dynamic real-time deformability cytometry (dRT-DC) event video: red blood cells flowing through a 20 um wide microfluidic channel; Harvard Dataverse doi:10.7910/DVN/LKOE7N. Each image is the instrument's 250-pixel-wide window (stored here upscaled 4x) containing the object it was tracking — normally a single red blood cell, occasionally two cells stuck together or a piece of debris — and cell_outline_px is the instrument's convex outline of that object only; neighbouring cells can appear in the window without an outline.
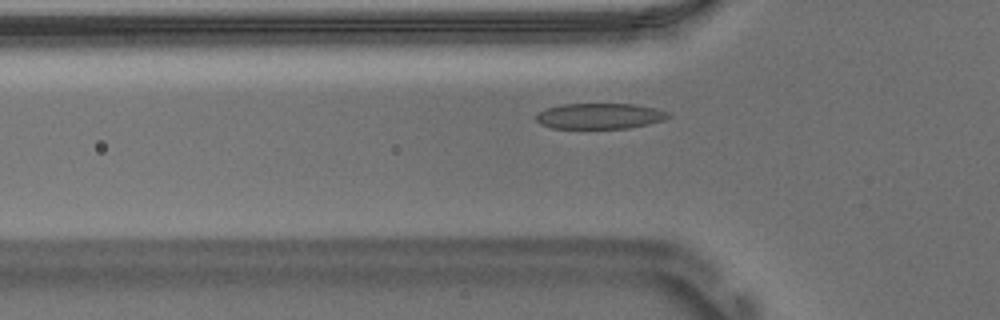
{"species": "Egyptian fruit bat (a non-hibernating species)", "species_latin": "Rousettus aegyptiacus", "temperature_condition": "warm", "stored_images_in_passage": 42, "camera_frame_rate_fps": 3000, "um_per_image_px": 0.085, "animal": {"sex": "male"}, "frame": {"image": 1, "passage_image": 12, "time_ms": 3.667, "image_size_px": [1000, 320], "cell_outline_px": [[672, 116], [664, 120], [648, 124], [628, 128], [552, 128], [540, 124], [536, 120], [536, 112], [544, 108], [564, 104], [632, 104], [656, 108], [668, 112]], "centroid_in_image_um": [50.96, 9.86], "position_along_channel_um": 74.8, "area_um2": 19.88}}
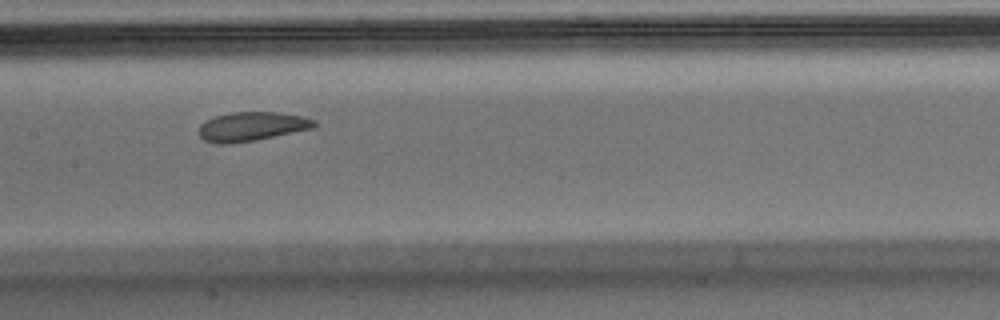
{"frame": {"image": 2, "passage_image": 21, "time_ms": 6.667, "image_size_px": [1000, 320], "cell_outline_px": [[316, 128], [256, 140], [232, 144], [216, 144], [204, 140], [200, 136], [200, 124], [216, 116], [232, 112], [280, 112], [300, 116], [316, 120]], "centroid_in_image_um": [21.43, 10.76], "position_along_channel_um": 186.0, "area_um2": 19.65}}
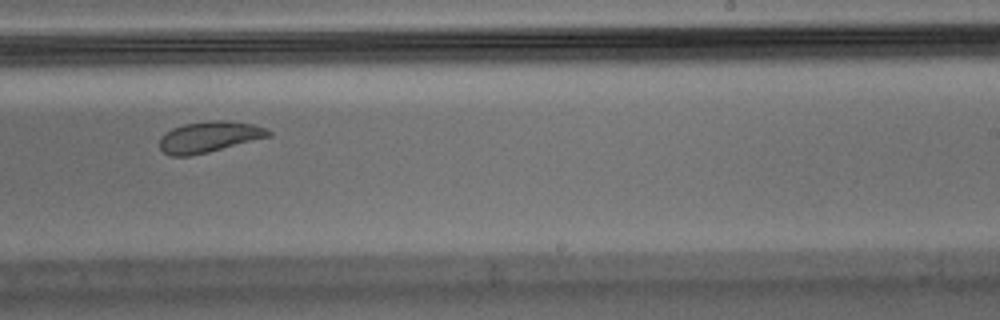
{"frame": {"image": 3, "passage_image": 28, "time_ms": 9.0, "image_size_px": [1000, 320], "cell_outline_px": [[272, 136], [208, 152], [188, 156], [172, 156], [164, 152], [160, 148], [160, 136], [164, 132], [172, 128], [184, 124], [208, 120], [224, 120], [252, 124], [268, 128], [272, 132]], "centroid_in_image_um": [17.79, 11.62], "position_along_channel_um": 271.2, "area_um2": 19.77}, "authors_computed_cell_mechanics": {"area_um2": 20.1433, "velocity_mm_per_s": 3.6695, "shape_relaxation_time_tau1_ms": 4.2539, "shape_relaxation_time_tau2_ms": 1.9136, "deformation_change_tau1": 0.1301, "deformation_change_tau2": 0.0828}}